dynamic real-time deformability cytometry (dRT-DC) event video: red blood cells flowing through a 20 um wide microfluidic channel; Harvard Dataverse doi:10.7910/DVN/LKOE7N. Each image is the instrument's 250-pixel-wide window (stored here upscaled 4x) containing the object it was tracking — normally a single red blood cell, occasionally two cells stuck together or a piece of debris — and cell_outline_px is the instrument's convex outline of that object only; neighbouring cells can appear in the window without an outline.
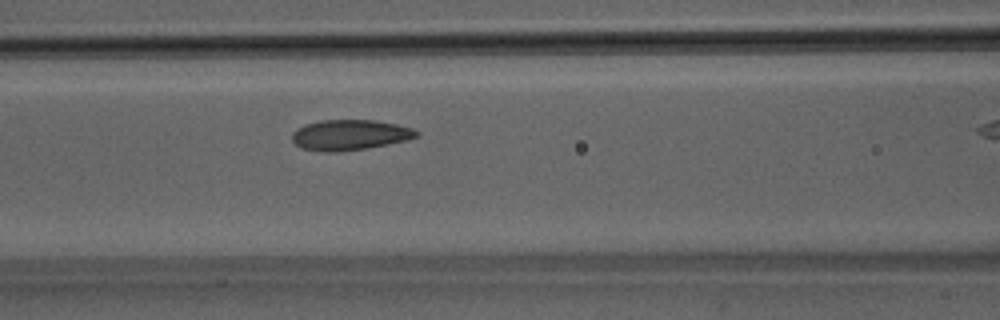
{"species": "Egyptian fruit bat (a non-hibernating species)", "species_latin": "Rousettus aegyptiacus", "temperature_condition": "room temperature", "stored_images_in_passage": 28, "camera_frame_rate_fps": 3000, "um_per_image_px": 0.085, "animal": {"sex": "male"}, "frame": {"image": 1, "passage_image": 9, "time_ms": 2.667, "image_size_px": [1000, 320], "cell_outline_px": [[420, 136], [408, 140], [364, 148], [332, 152], [324, 152], [300, 148], [292, 140], [292, 132], [296, 128], [304, 124], [320, 120], [376, 120], [396, 124], [412, 128], [420, 132]], "centroid_in_image_um": [29.72, 11.46], "position_along_channel_um": 136.9, "area_um2": 22.14}}